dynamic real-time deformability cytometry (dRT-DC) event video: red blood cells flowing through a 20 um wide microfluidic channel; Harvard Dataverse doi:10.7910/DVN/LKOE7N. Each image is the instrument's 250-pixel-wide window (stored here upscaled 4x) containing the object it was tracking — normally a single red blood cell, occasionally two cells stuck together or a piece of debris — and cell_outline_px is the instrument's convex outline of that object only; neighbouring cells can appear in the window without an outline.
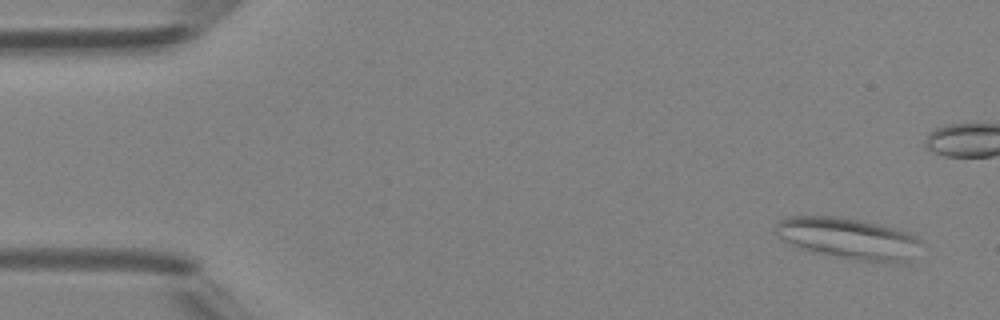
{"species": "Egyptian fruit bat (a non-hibernating species)", "species_latin": "Rousettus aegyptiacus", "temperature_condition": "room temperature", "stored_images_in_passage": 5, "camera_frame_rate_fps": 3000, "um_per_image_px": 0.085, "animal": {"sex": "female"}, "frame": {"image": 1, "passage_image": 1, "time_ms": 0.0, "image_size_px": [1000, 320], "cell_outline_px": [[920, 240], [908, 264], [904, 264], [864, 260], [820, 252], [804, 248], [792, 244], [784, 240], [772, 232], [776, 224], [780, 220], [788, 216], [836, 216], [860, 220], [880, 224], [908, 232]], "centroid_in_image_um": [72.11, 20.24], "position_along_channel_um": 12.9, "area_um2": 34.28}}